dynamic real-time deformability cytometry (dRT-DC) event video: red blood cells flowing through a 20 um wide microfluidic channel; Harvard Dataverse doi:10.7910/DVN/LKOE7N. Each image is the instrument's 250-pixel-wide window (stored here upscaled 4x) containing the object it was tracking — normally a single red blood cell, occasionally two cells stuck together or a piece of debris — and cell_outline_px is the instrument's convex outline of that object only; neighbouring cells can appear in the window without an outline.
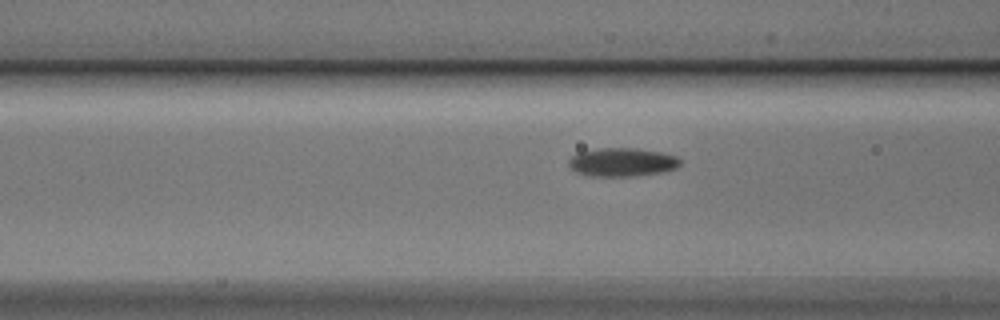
{"species": "Egyptian fruit bat (a non-hibernating species)", "species_latin": "Rousettus aegyptiacus", "temperature_condition": "cold", "stored_images_in_passage": 9, "camera_frame_rate_fps": 3000, "um_per_image_px": 0.085, "animal": {"sex": "male"}, "frame": {"image": 1, "passage_image": 7, "time_ms": 2.0, "image_size_px": [1000, 320], "cell_outline_px": [[680, 164], [676, 168], [660, 172], [632, 176], [588, 176], [576, 172], [568, 164], [568, 160], [572, 156], [580, 152], [600, 148], [632, 148], [660, 152], [676, 156], [680, 160]], "centroid_in_image_um": [52.85, 13.79], "position_along_channel_um": 113.7, "area_um2": 18.32}}